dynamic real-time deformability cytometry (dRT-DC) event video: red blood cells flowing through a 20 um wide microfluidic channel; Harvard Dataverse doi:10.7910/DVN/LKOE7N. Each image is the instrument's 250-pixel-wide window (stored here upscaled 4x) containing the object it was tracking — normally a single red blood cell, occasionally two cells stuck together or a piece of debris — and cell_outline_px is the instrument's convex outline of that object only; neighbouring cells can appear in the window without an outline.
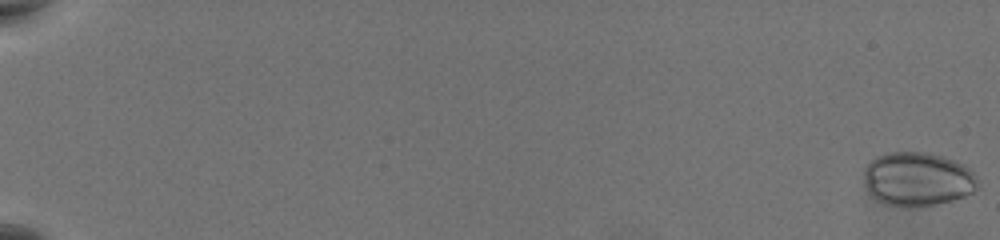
{"species": "common noctule bat (a hibernating species)", "species_latin": "Nyctalus noctula", "temperature_condition": "warm", "stored_images_in_passage": 36, "camera_frame_rate_fps": 3000, "um_per_image_px": 0.085, "animal": {"sex": "female", "body_mass_g": 19.5, "forearm_length_mm": 54.1}, "frame": {"image": 1, "passage_image": 1, "time_ms": 0.0, "image_size_px": [1000, 240], "cell_outline_px": [[980, 184], [972, 192], [964, 196], [952, 200], [936, 204], [908, 208], [888, 204], [872, 196], [868, 192], [864, 184], [864, 168], [872, 160], [880, 156], [892, 152], [924, 152], [940, 156], [964, 164], [976, 176]], "centroid_in_image_um": [78.0, 15.24], "position_along_channel_um": 7.0, "area_um2": 35.6}}
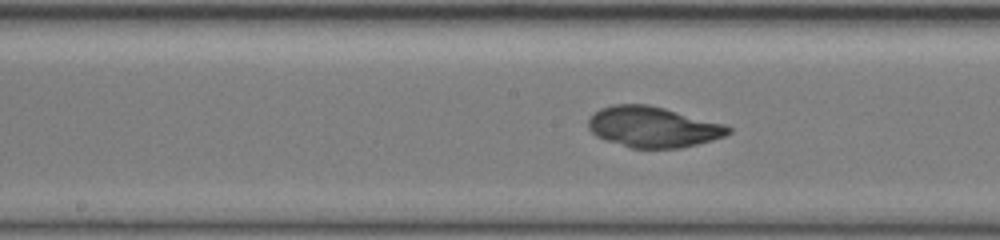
{"frame": {"image": 2, "passage_image": 22, "time_ms": 7.0, "image_size_px": [1000, 240], "cell_outline_px": [[732, 132], [724, 136], [712, 140], [680, 148], [632, 148], [604, 140], [596, 136], [588, 128], [588, 120], [592, 112], [600, 108], [612, 104], [648, 104], [664, 108], [724, 124], [732, 128]], "centroid_in_image_um": [55.46, 10.79], "position_along_channel_um": 192.7, "area_um2": 33.29}}
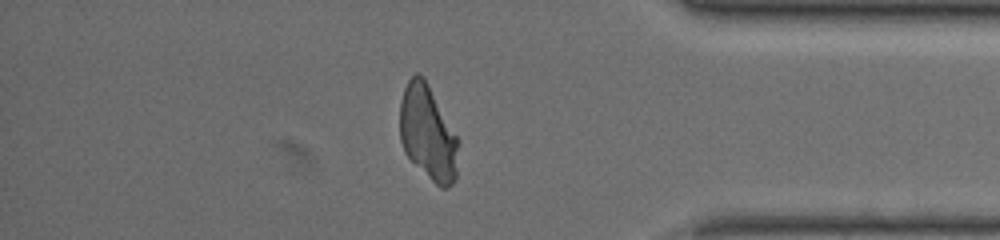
{"frame": {"image": 3, "passage_image": 32, "time_ms": 10.333, "image_size_px": [1000, 240], "cell_outline_px": [[460, 144], [456, 180], [448, 188], [440, 188], [404, 152], [400, 140], [400, 100], [404, 88], [408, 80], [416, 72], [424, 76], [460, 140]], "centroid_in_image_um": [36.4, 11.29], "position_along_channel_um": 398.8, "area_um2": 32.71}}